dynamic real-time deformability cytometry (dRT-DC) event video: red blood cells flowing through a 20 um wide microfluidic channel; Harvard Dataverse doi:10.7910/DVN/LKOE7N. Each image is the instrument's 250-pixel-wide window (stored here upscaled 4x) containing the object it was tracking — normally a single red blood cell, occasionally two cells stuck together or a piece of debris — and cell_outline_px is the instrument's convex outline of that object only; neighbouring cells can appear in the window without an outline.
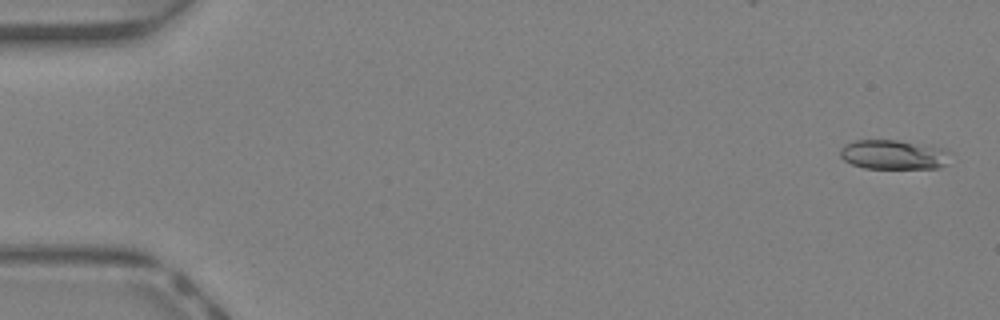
{"species": "Egyptian fruit bat (a non-hibernating species)", "species_latin": "Rousettus aegyptiacus", "temperature_condition": "warm", "stored_images_in_passage": 45, "camera_frame_rate_fps": 3000, "um_per_image_px": 0.085, "animal": {"sex": "female"}, "frame": {"image": 1, "passage_image": 2, "time_ms": 0.333, "image_size_px": [1000, 320], "cell_outline_px": [[948, 164], [940, 168], [864, 168], [852, 164], [844, 160], [840, 156], [840, 148], [844, 144], [856, 140], [896, 140], [944, 148], [948, 152]], "centroid_in_image_um": [75.93, 13.15], "position_along_channel_um": 9.1, "area_um2": 18.9}}
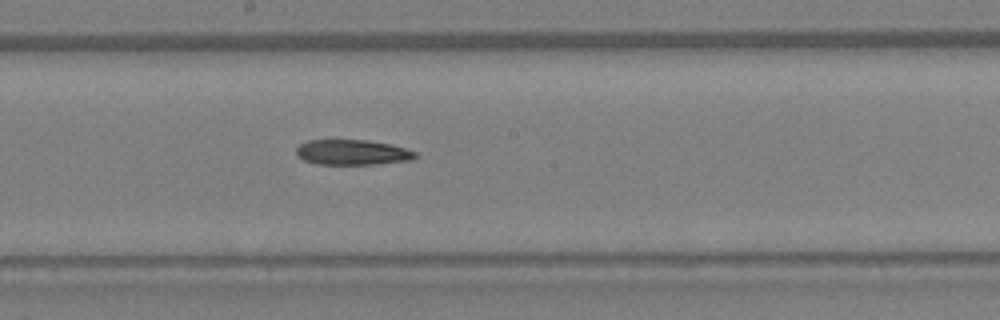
{"frame": {"image": 2, "passage_image": 25, "time_ms": 8.0, "image_size_px": [1000, 320], "cell_outline_px": [[416, 156], [412, 160], [372, 164], [316, 164], [304, 160], [296, 152], [296, 148], [300, 144], [308, 140], [368, 140], [392, 144], [416, 152]], "centroid_in_image_um": [29.95, 12.94], "position_along_channel_um": 218.2, "area_um2": 17.4}}
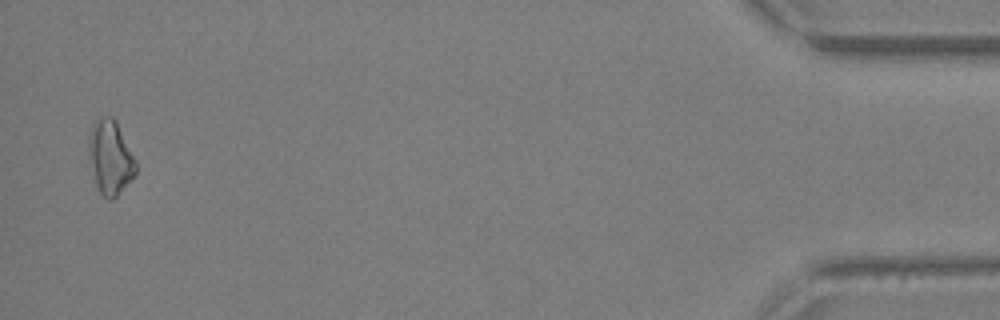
{"frame": {"image": 3, "passage_image": 44, "time_ms": 14.333, "image_size_px": [1000, 320], "cell_outline_px": [[136, 172], [116, 196], [112, 200], [108, 200], [100, 192], [96, 184], [88, 156], [88, 136], [92, 124], [100, 116], [112, 116], [116, 120], [136, 160]], "centroid_in_image_um": [9.35, 13.33], "position_along_channel_um": 425.9, "area_um2": 20.29}}